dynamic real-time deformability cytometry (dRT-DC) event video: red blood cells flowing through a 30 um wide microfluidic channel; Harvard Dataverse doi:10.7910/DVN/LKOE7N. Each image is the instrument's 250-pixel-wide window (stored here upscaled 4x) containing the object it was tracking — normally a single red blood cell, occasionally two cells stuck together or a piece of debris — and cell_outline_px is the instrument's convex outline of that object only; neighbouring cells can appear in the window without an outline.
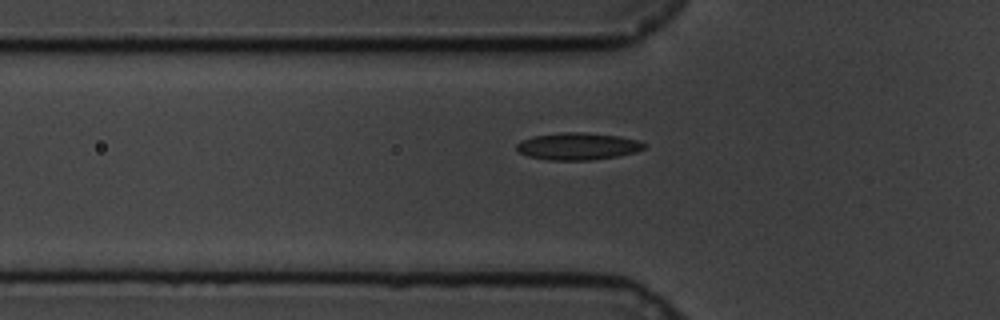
{"species": "common noctule bat (a hibernating species)", "species_latin": "Nyctalus noctula", "temperature_condition": "cold", "stored_images_in_passage": 42, "camera_frame_rate_fps": 3000, "um_per_image_px": 0.085, "animal": {"sex": "male", "body_mass_g": 19.5, "forearm_length_mm": 54.6}, "frame": {"image": 1, "passage_image": 9, "time_ms": 2.667, "image_size_px": [1000, 320], "cell_outline_px": [[648, 144], [644, 148], [636, 152], [616, 156], [588, 160], [548, 160], [528, 156], [520, 152], [516, 148], [516, 144], [520, 140], [536, 136], [560, 132], [584, 132], [620, 136], [640, 140]], "centroid_in_image_um": [49.14, 12.42], "position_along_channel_um": 76.7, "area_um2": 20.23}}
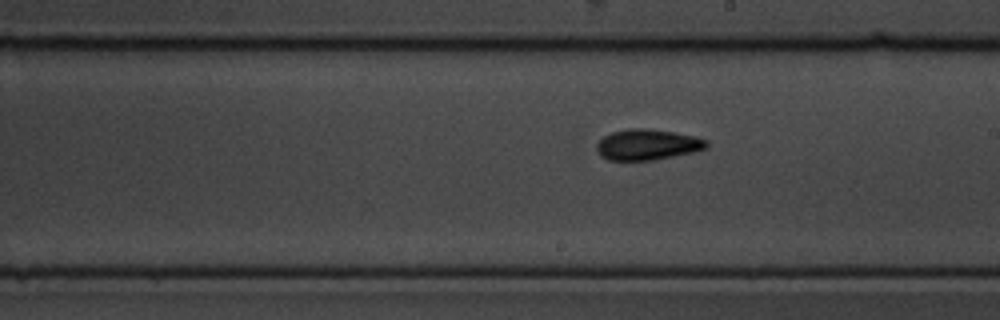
{"frame": {"image": 2, "passage_image": 23, "time_ms": 7.333, "image_size_px": [1000, 320], "cell_outline_px": [[708, 144], [704, 148], [692, 152], [652, 160], [608, 160], [600, 156], [596, 148], [596, 144], [604, 136], [612, 132], [628, 128], [648, 128], [696, 136], [708, 140]], "centroid_in_image_um": [55.0, 12.28], "position_along_channel_um": 234.0, "area_um2": 19.59}}
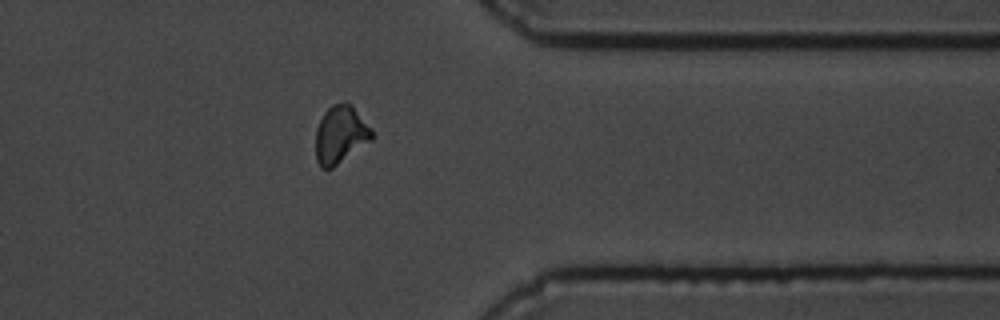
{"frame": {"image": 3, "passage_image": 37, "time_ms": 12.0, "image_size_px": [1000, 320], "cell_outline_px": [[372, 140], [332, 168], [320, 168], [316, 160], [316, 128], [324, 112], [332, 104], [352, 104], [372, 128]], "centroid_in_image_um": [28.94, 11.45], "position_along_channel_um": 382.5, "area_um2": 18.84}}